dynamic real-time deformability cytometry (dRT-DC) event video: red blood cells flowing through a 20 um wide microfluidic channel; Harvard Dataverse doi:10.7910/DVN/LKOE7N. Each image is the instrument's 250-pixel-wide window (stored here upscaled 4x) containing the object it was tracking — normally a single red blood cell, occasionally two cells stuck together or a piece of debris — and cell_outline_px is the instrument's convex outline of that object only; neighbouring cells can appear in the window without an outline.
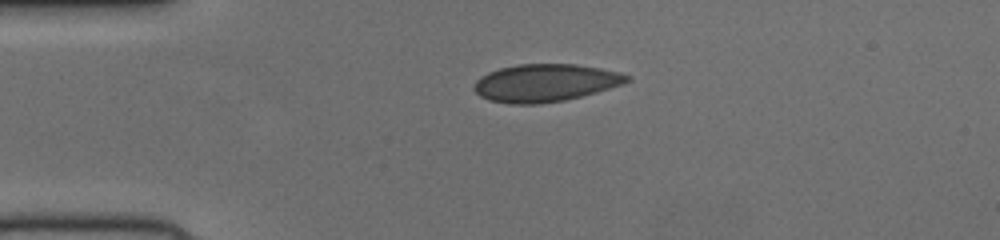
{"species": "human", "species_latin": "Homo sapiens", "temperature_condition": "cold", "stored_images_in_passage": 40, "camera_frame_rate_fps": 3000, "um_per_image_px": 0.085, "donor": {"sex": "female"}, "frame": {"image": 1, "passage_image": 1, "time_ms": 0.0, "image_size_px": [1000, 240], "cell_outline_px": [[628, 80], [620, 84], [596, 92], [564, 100], [540, 104], [508, 104], [488, 100], [480, 96], [472, 88], [476, 80], [480, 76], [488, 72], [500, 68], [520, 64], [572, 64], [600, 68], [620, 72], [628, 76]], "centroid_in_image_um": [46.27, 7.05], "position_along_channel_um": 38.7, "area_um2": 33.29}}
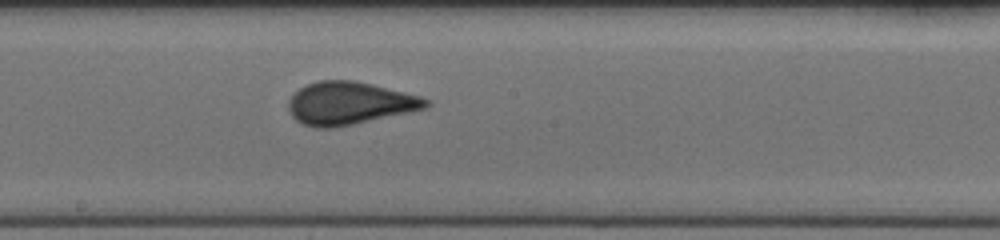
{"frame": {"image": 2, "passage_image": 17, "time_ms": 5.333, "image_size_px": [1000, 240], "cell_outline_px": [[432, 104], [424, 108], [408, 112], [352, 124], [332, 128], [316, 128], [304, 124], [296, 120], [292, 116], [288, 108], [288, 100], [300, 88], [308, 84], [320, 80], [352, 80], [372, 84], [420, 96], [428, 100]], "centroid_in_image_um": [29.68, 8.77], "position_along_channel_um": 218.5, "area_um2": 33.81}}
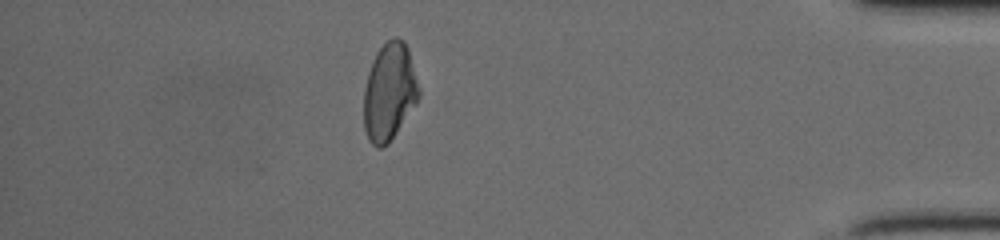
{"frame": {"image": 3, "passage_image": 34, "time_ms": 11.0, "image_size_px": [1000, 240], "cell_outline_px": [[420, 96], [416, 104], [388, 144], [380, 148], [376, 148], [368, 140], [364, 128], [364, 88], [368, 72], [372, 60], [376, 52], [392, 36], [396, 36], [404, 40], [408, 48], [420, 88]], "centroid_in_image_um": [33.1, 7.8], "position_along_channel_um": 402.1, "area_um2": 31.56}}